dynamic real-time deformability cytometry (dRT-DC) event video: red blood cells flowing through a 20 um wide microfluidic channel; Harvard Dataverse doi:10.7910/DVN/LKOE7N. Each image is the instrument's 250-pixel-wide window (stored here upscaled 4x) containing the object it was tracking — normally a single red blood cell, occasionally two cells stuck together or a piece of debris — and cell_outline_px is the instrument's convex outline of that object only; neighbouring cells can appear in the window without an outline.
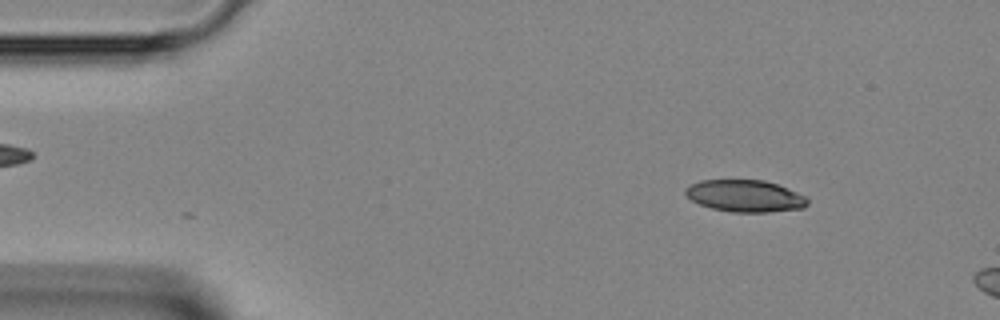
{"species": "Egyptian fruit bat (a non-hibernating species)", "species_latin": "Rousettus aegyptiacus", "temperature_condition": "room temperature", "stored_images_in_passage": 10, "camera_frame_rate_fps": 3000, "um_per_image_px": 0.085, "animal": {"sex": "female"}, "frame": {"image": 1, "passage_image": 5, "time_ms": 1.333, "image_size_px": [1000, 320], "cell_outline_px": [[808, 204], [804, 208], [768, 212], [732, 212], [712, 208], [700, 204], [692, 200], [684, 192], [684, 188], [688, 184], [700, 180], [764, 180], [776, 184], [796, 192], [804, 196], [808, 200]], "centroid_in_image_um": [63.3, 16.65], "position_along_channel_um": 21.7, "area_um2": 22.66}}